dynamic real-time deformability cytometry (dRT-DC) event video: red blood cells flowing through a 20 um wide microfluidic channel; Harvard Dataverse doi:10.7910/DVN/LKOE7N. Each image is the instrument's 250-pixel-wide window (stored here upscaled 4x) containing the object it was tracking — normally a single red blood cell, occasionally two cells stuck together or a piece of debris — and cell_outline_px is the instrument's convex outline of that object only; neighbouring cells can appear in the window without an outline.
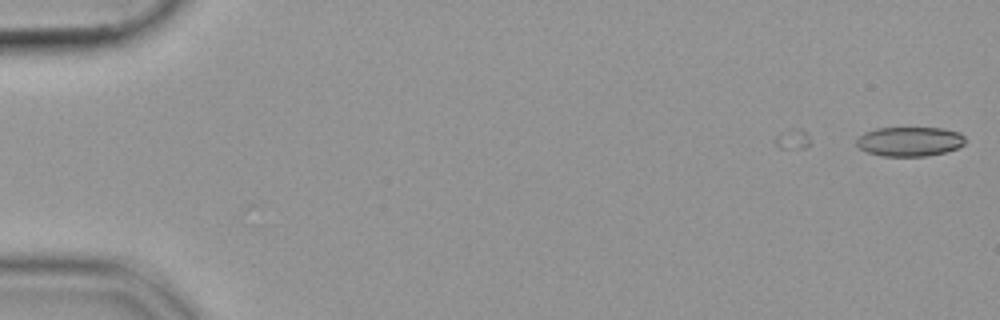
{"species": "common noctule bat (a hibernating species)", "species_latin": "Nyctalus noctula", "temperature_condition": "cold", "stored_images_in_passage": 3, "camera_frame_rate_fps": 3000, "um_per_image_px": 0.085, "animal": {"sex": "female", "body_mass_g": 19.9}, "frame": {"image": 1, "passage_image": 3, "time_ms": 0.667, "image_size_px": [1000, 320], "cell_outline_px": [[964, 144], [956, 148], [944, 152], [928, 156], [884, 156], [868, 152], [860, 148], [856, 144], [856, 140], [864, 132], [876, 128], [940, 128], [960, 132], [964, 136]], "centroid_in_image_um": [77.31, 12.02], "position_along_channel_um": 7.7, "area_um2": 18.55}}